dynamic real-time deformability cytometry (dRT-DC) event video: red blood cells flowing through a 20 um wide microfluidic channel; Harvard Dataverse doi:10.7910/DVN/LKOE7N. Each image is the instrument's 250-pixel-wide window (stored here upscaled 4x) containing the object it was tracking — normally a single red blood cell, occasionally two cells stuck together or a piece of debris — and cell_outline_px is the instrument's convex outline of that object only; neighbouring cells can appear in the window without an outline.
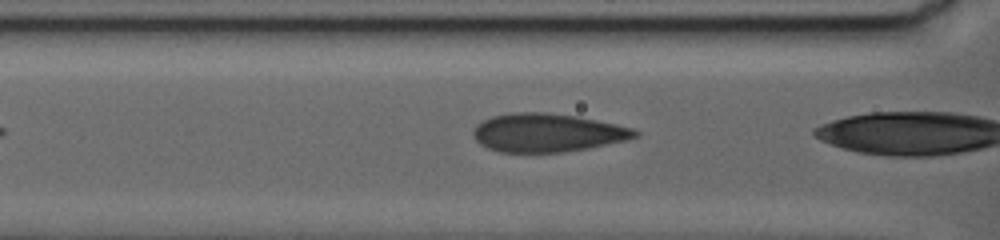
{"species": "human", "species_latin": "Homo sapiens", "temperature_condition": "warm", "stored_images_in_passage": 11, "camera_frame_rate_fps": 3000, "um_per_image_px": 0.085, "donor": {"sex": "female"}, "frame": {"image": 1, "passage_image": 10, "time_ms": 7.667, "image_size_px": [1000, 240], "cell_outline_px": [[640, 136], [624, 140], [588, 148], [564, 152], [500, 152], [488, 148], [480, 144], [472, 136], [472, 132], [476, 124], [492, 116], [512, 112], [544, 112], [576, 116], [616, 124], [632, 128], [640, 132]], "centroid_in_image_um": [46.49, 11.28], "position_along_channel_um": 120.1, "area_um2": 36.18}}